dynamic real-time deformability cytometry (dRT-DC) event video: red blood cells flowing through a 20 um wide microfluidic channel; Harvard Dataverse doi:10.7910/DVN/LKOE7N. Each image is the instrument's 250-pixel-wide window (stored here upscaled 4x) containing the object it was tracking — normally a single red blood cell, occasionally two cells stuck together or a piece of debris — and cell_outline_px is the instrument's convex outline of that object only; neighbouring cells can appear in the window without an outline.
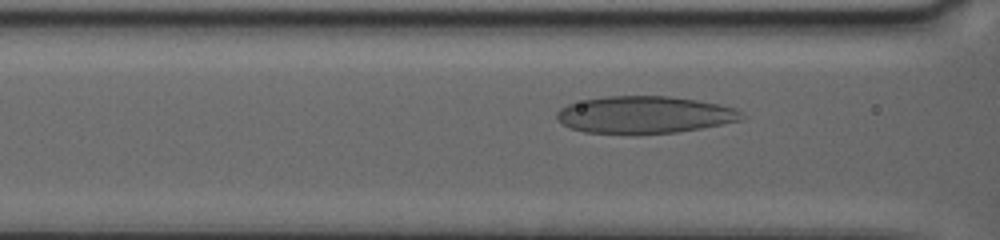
{"species": "human", "species_latin": "Homo sapiens", "temperature_condition": "warm", "stored_images_in_passage": 104, "camera_frame_rate_fps": 3000, "um_per_image_px": 0.085, "donor": {"sex": "female"}, "frame": {"image": 1, "passage_image": 12, "time_ms": 1.333, "image_size_px": [1000, 240], "cell_outline_px": [[740, 120], [700, 128], [676, 132], [632, 136], [584, 132], [572, 128], [564, 124], [556, 116], [556, 112], [560, 108], [568, 104], [584, 100], [608, 96], [668, 96], [696, 100], [716, 104], [732, 108], [740, 112]], "centroid_in_image_um": [54.69, 9.78], "position_along_channel_um": 111.9, "area_um2": 40.06}}
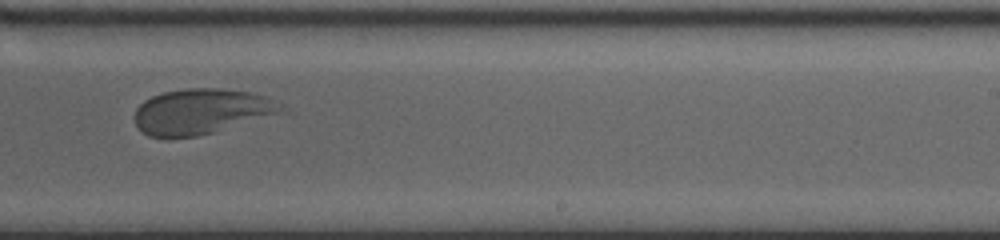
{"frame": {"image": 2, "passage_image": 53, "time_ms": 6.333, "image_size_px": [1000, 240], "cell_outline_px": [[272, 112], [196, 136], [148, 136], [140, 132], [136, 124], [136, 108], [144, 100], [152, 96], [164, 92], [184, 88], [220, 88], [248, 92], [260, 96], [264, 100]], "centroid_in_image_um": [16.73, 9.45], "position_along_channel_um": 272.3, "area_um2": 35.66}}
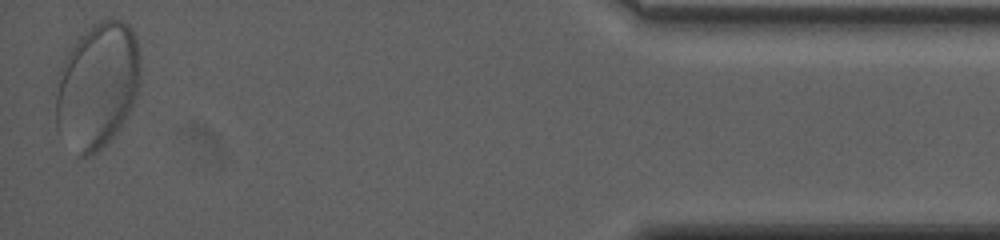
{"frame": {"image": 3, "passage_image": 100, "time_ms": 13.0, "image_size_px": [1000, 240], "cell_outline_px": [[140, 76], [136, 92], [132, 104], [120, 128], [96, 152], [88, 156], [80, 156], [56, 128], [56, 96], [60, 80], [68, 52], [92, 24], [100, 20], [120, 20], [128, 24], [136, 36], [140, 64]], "centroid_in_image_um": [8.31, 7.27], "position_along_channel_um": 426.9, "area_um2": 60.57}}